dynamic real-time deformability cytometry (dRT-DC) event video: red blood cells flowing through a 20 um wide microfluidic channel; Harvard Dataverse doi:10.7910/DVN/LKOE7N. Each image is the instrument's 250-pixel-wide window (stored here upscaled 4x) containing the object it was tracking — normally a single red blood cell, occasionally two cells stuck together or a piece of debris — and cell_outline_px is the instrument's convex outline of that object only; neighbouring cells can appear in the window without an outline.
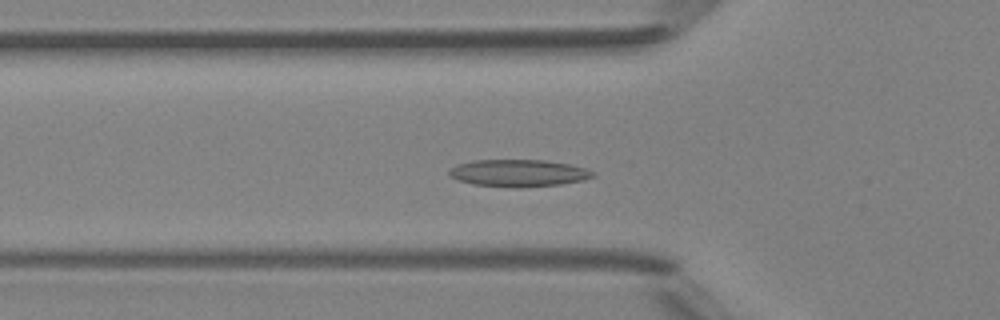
{"species": "Egyptian fruit bat (a non-hibernating species)", "species_latin": "Rousettus aegyptiacus", "temperature_condition": "room temperature", "stored_images_in_passage": 46, "camera_frame_rate_fps": 3000, "um_per_image_px": 0.085, "animal": {"sex": "female"}, "frame": {"image": 1, "passage_image": 14, "time_ms": 4.333, "image_size_px": [1000, 320], "cell_outline_px": [[596, 176], [584, 180], [560, 184], [520, 188], [516, 188], [472, 184], [456, 180], [448, 176], [448, 172], [456, 164], [472, 160], [544, 160], [572, 164], [596, 172]], "centroid_in_image_um": [44.07, 14.71], "position_along_channel_um": 81.7, "area_um2": 23.06}}
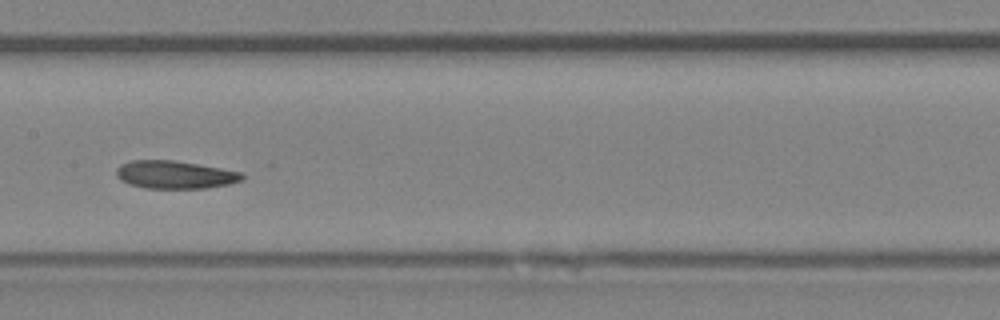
{"frame": {"image": 2, "passage_image": 22, "time_ms": 7.0, "image_size_px": [1000, 320], "cell_outline_px": [[244, 180], [228, 184], [208, 188], [148, 188], [128, 184], [120, 180], [116, 176], [116, 168], [120, 164], [132, 160], [172, 160], [220, 168], [240, 172], [244, 176]], "centroid_in_image_um": [14.83, 14.85], "position_along_channel_um": 192.6, "area_um2": 20.4}}
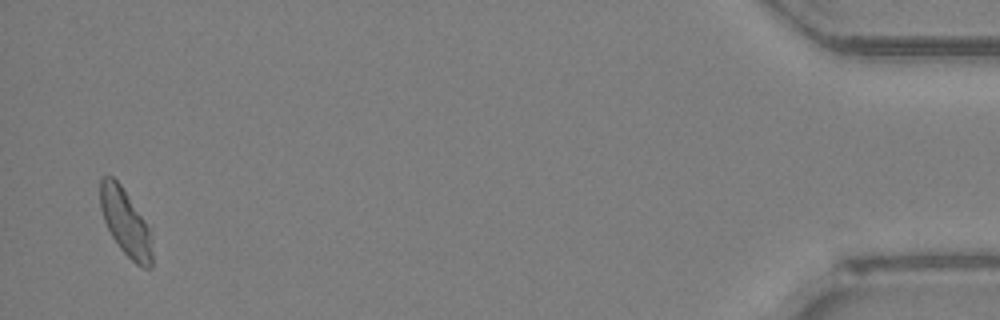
{"frame": {"image": 3, "passage_image": 45, "time_ms": 14.667, "image_size_px": [1000, 320], "cell_outline_px": [[152, 268], [144, 268], [136, 264], [120, 248], [112, 236], [104, 220], [100, 208], [100, 176], [112, 176], [120, 184], [144, 220], [148, 228], [152, 252]], "centroid_in_image_um": [10.64, 18.9], "position_along_channel_um": 424.6, "area_um2": 19.71}, "authors_computed_cell_mechanics": {"area_um2": 20.8658, "velocity_mm_per_s": 4.1675, "shape_relaxation_time_tau1_ms": 8.5183, "shape_relaxation_time_tau2_ms": 3.783, "deformation_change_tau1": 0.1728, "deformation_change_tau2": 0.0988}}